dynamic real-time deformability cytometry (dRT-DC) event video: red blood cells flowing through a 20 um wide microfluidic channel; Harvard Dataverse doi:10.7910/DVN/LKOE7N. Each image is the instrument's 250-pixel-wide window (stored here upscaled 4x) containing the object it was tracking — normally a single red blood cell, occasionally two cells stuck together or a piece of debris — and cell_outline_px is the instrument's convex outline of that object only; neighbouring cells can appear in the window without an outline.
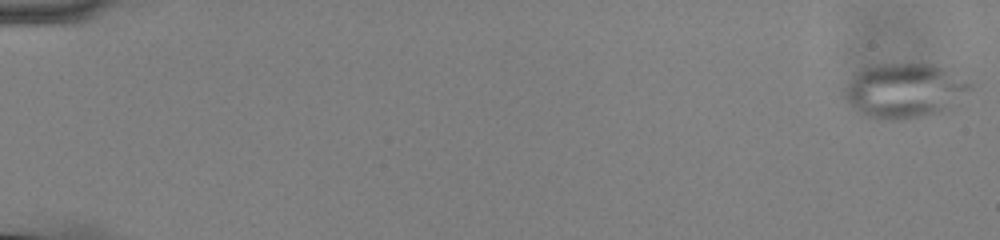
{"species": "common noctule bat (a hibernating species)", "species_latin": "Nyctalus noctula", "temperature_condition": "cold", "stored_images_in_passage": 15, "camera_frame_rate_fps": 3000, "um_per_image_px": 0.085, "animal": {"sex": "male", "body_mass_g": 13.0, "forearm_length_mm": 53.1}, "frame": {"image": 1, "passage_image": 1, "time_ms": 0.0, "image_size_px": [1000, 240], "cell_outline_px": [[976, 84], [960, 108], [952, 112], [900, 120], [876, 120], [860, 116], [852, 108], [844, 96], [848, 84], [852, 76], [868, 68], [884, 64], [928, 64], [976, 80]], "centroid_in_image_um": [77.08, 7.78], "position_along_channel_um": 7.9, "area_um2": 41.67}}